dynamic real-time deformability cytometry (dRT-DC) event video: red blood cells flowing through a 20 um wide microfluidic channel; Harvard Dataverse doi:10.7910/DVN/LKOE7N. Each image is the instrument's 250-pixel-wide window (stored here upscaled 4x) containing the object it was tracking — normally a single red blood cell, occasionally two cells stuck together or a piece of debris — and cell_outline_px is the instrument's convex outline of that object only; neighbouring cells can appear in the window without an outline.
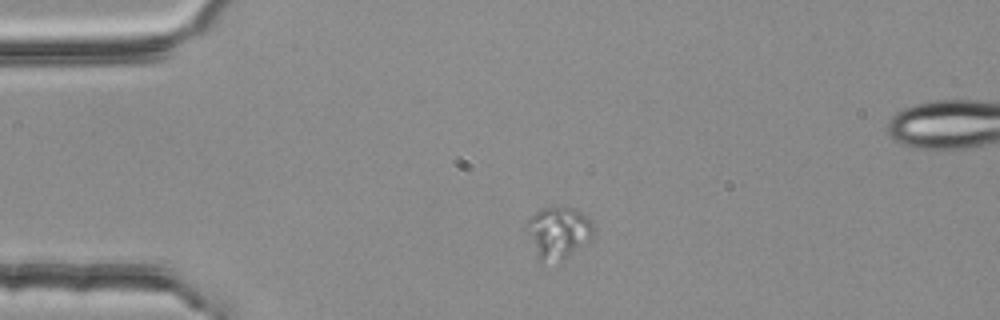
{"species": "common noctule bat (a hibernating species)", "species_latin": "Nyctalus noctula", "temperature_condition": "room temperature", "stored_images_in_passage": 3, "camera_frame_rate_fps": 3000, "um_per_image_px": 0.085, "animal": {"sex": "female", "body_mass_g": 25.1}, "frame": {"image": 1, "passage_image": 1, "time_ms": 0.0, "image_size_px": [1000, 320], "cell_outline_px": [[596, 236], [568, 256], [540, 264], [536, 256], [524, 224], [540, 208], [576, 208], [588, 220]], "centroid_in_image_um": [47.42, 19.78], "position_along_channel_um": 37.6, "area_um2": 19.88}}